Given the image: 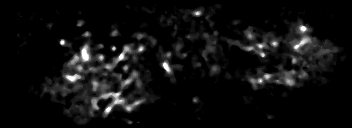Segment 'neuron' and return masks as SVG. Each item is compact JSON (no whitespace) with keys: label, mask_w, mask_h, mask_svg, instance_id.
Segmentation results:
<instances>
[{"label":"neuron","mask_w":352,"mask_h":128,"mask_svg":"<svg viewBox=\"0 0 352 128\" xmlns=\"http://www.w3.org/2000/svg\"><path fill=\"white\" fill-rule=\"evenodd\" d=\"M113 3H117V0H113L112 1V5H110V6H112V9H113V6H114ZM202 4H203L202 5L203 9H199L197 11H191L188 8L184 9V8H180L179 7V10H180L179 12L181 14L183 13V15H181V16H184V21H187L190 18V15H186V13L184 14L185 10H187V14H191L192 16H196V17L197 16H201V18L203 19L204 18V9H206V7L208 6V3L207 2H203ZM240 5L243 6V7H246V10L248 11V15H250V12H252V10L250 9V6L248 5V3H247V5H245V1L243 0V3H241ZM110 6L108 7V9H110ZM165 6L168 7V9L170 10V12H169L170 14H169V16L165 17V18H167V20L164 19L161 22L162 23L161 26L163 27L165 25V23H166L165 21H168V23L170 25H172L176 29H179L180 28L179 25L174 21V19H177V16H176L177 13L175 14V12H178L177 7L176 6L174 7L173 5H169V4H166ZM211 6H212L211 7L212 9L215 7L217 11L218 10L220 11V6L216 2L213 5L211 4ZM131 7L133 8L131 11L132 12L135 11L136 6L135 5L133 6V3H131ZM281 7L282 6H278V7H276L275 10L277 12L281 11L282 10ZM25 10H29V11L33 12L36 9H35V6L32 7L31 3H30V6L29 7L26 6ZM20 11H22V13H23L24 9L22 8V10H21L19 8L18 13L15 14V18H18L20 16ZM171 12H172V14H171ZM102 16H103V19H105L106 22L109 24L107 26L108 27L107 31H108V30H110L112 28L110 23L113 22V18H111L112 20H110V18L108 19V18L104 17L106 15H102ZM317 17H318L317 22H314L313 24L314 25L316 24L318 26L319 22H321L324 19V17H323V15H321V17H320V14ZM43 19H44V21L49 23L48 25L50 27H53L55 25V23L53 24L52 22H49V18L48 17H46V18L43 17ZM297 20H298V22L296 23V25H291V26H292V30H294L296 32H299V34L301 35V38L297 40V36L296 35L294 36L293 32L287 31V33L289 34V37H288V39H286V43L289 42V47L292 48L291 53H289L284 48L283 56L281 57L279 55V53H278V51H279V47H278L277 54L274 53V55L272 56L273 59H271V61H270V64H272L273 67H275V71H277L279 69V70H281V72L283 74L277 75V78L276 79L274 78V80H273V77H276V76L273 73L272 74H264V76L262 78H260V79H258L257 75H254V76L252 75V78L250 80L251 85H256L257 83H259V85L262 86L265 83H274V84H276L279 87L283 86V90L285 91L286 89H288L289 86H293V85L294 86H298L299 82H300V79H304V81H307L308 80V76H309V72H308L309 68H307V67L298 68V69H292L291 68L290 71H286L285 68L278 67V65H276L275 60H279V62H281V63L284 62L285 63L284 65H288L290 63L294 64L296 62V58H297L296 53L297 54L299 53L300 54V58H297V59H299L298 61H300L301 63H304V61H303L304 58L308 57L307 60L312 63L313 62L312 61L313 57H311V56L314 55V56H316L315 57L316 59H321V57L323 55H325V54H323V52H326V51H324V48H326V50L329 49V51L332 50V52L335 51V54H340V55L344 54L345 50H342V47L339 46V45H337V46L331 45V42H328L330 40L326 41V44H325L326 47H321V44H316L315 45L314 44L315 42L316 43H321L320 39L323 38V35H321L319 38H315V37H311L310 38V37H308L307 33L309 31H313L315 33V29H312V26H310V25L303 24V22L300 21L301 18H299V16H298ZM78 22H79V24L81 22L84 23L85 19L80 18L79 20H77V23H75V26L78 25V27H75V29L76 30H81V27H79ZM31 25L33 26V28H38V29L40 28L39 24L36 21H32ZM331 25L334 26L335 31H338L337 23H334V22L332 23L331 22ZM227 26H228V24L226 25V27L222 31L225 34L230 32L229 31L230 28H227ZM86 28H87L86 30L82 31V37H84L86 39V41H88V44L84 43V46H82L80 48V46L77 45V40L80 41L79 40L80 37L75 36V38H73L75 40L74 42L76 43L74 45L73 49L74 50L80 49V52L75 54V53L69 52L71 50H66L67 52H69V58L67 59V64L65 65V68H64L65 70L62 71V73H60L61 76L57 77L59 79V85H56V84L52 85V87H51L52 88V92L50 93V97H52L53 94H55L56 91H54V90L57 87L59 89V92H62V94H60V95H62L61 99L64 98L65 96H67L68 94H69L70 97H71V95H76V98H74V101H73V99H69L70 100L69 104H71V100H72V108H69V107L67 108V106L62 105V106H64L63 114L64 113H66V114L72 113L74 111V114L72 116L78 115L77 118H76L78 120L72 121V123H74V124H76L77 121H82V120L89 119L88 115L79 116V113H76V112L79 111V109H77L78 108L77 104H79V103L81 104L83 102V104L85 106L86 105L87 106L90 105L91 108H93L91 113L93 115H95V117H96V114L102 111V108H100L101 99H102V101L103 100L106 101V103H107V101L110 103L109 107H106V106L103 107V109H104L103 111L106 113L105 114L106 117H104V119H105L104 122H99V125H101V127L103 125H106V123H108L109 121H112L111 119L114 118L112 116H107V115H109V112L114 107L122 106L127 101L131 102L132 106H127L126 107V109H125L126 114H127V112L133 111V115L136 116V121L140 122L141 117H139V114L137 113L138 111L133 110V108L136 107V106L139 107L141 103H144L148 99L147 98L148 96L145 95L143 98H140L137 101L132 99L131 97H125V98L121 97V94L124 93V91H125L124 86L133 83V79H130V77L126 81L121 82V78H122V74L121 73L118 76H115L116 78H115V81H114V84L119 87V91H117V92L113 91L112 87L109 85L108 81H111L113 76L116 75L115 73L114 74L112 73V69L115 68V65H117V63L126 62L127 66L125 67V69L122 68V69H119V70L124 72V73H128V71H129L128 67H129V65L131 63V60L132 59L133 60L134 59H137V60L138 59H142L143 54H144L145 51H144L143 47H140V46H142V41H140L141 38H139L141 36L140 35H135V36L131 37V39L135 43V45L139 46L136 53H133L132 48L130 46H127L126 44L122 45V47L120 48L122 50L121 52L117 51L115 49V47L112 46V48H113L112 51H114V54H116L117 56L114 57L111 60V62L108 63L107 65L105 63L104 64L102 63V60L105 59L103 57V54H101V55L99 54L98 57H96V59L98 58V60L100 61V65H98L95 69H93V76H91V81H90L91 88L89 90H86L87 89L86 86L89 85V84H87L88 83L87 79H89V77H90V76H88L86 78V73H87L88 70H91V68L88 69L89 63L90 62H94L93 57H92V60H91L92 54L96 50L104 52V49L107 46H109V45L111 47V44H112V40H109V42H107V44H106L107 46L97 45V46L93 47V42L90 43L89 40H94V39H90V32L88 30H92L93 29V31L96 32L97 27H94L92 25H87ZM211 28H213V23L210 24L209 22H208L207 25L205 24L203 26V28H202V32L205 34L206 39H207V40H205V42H207V45H206L207 47L206 48H208V49H210L212 51V52H210L208 54H210V56H212L213 53L218 54L219 58H220L219 60H221V62L223 63L224 62L223 54L222 53L219 54V52L217 50H215V46L217 44H220V41L218 39H215L214 42H210L209 41L210 33L206 32V30L207 29H211ZM249 28H251L250 32L245 34V35H247L249 37V39L254 41L253 27L251 26ZM271 28H274V27H268V28L266 27L265 29L262 28V30H264V32H263L264 35H260L259 34V41L256 40L255 41L256 43L254 45H252V50H253V56L252 57H254L255 59H256L257 56H258V59H260V58L262 59L264 56H266V52L263 51V47L260 44L261 40L263 41V43H264L266 48L269 45H274V47H276L275 46V45H277L276 39L277 38H278V40L280 39L281 33H277V35L274 36L271 33V32H274V30H271ZM150 29H153L156 33H158L159 30H160V28H156L154 26H153V28L151 26ZM30 33H31V31L27 30V32L25 33V35L23 37L27 38ZM51 33L52 34L54 33V36L56 37V39H58V41L55 42L56 45L67 43L66 38L63 37L62 34H60V32L52 31ZM183 33H187V35H188L187 38H188L189 34H190L189 28H185V32H182V33L178 34V37H177L178 43L176 45H174L175 49L178 48L181 45H183V47H184V41H182ZM336 33L338 34V36L333 37V40H335V41L337 40V38L340 37L339 36L340 33L339 32H336ZM116 34H118V32H116V31L112 32L110 30L109 36L115 37ZM261 36H262V38H261ZM232 38H234V39H232L233 42H232L231 45H235V46L239 47V50H241V48L243 46V40H235V37H232ZM295 39H296V41H294ZM196 44H198V46L196 45V47H198V49H196V51H198L200 49V41L199 42L197 41ZM335 47H336V50H335ZM152 50L153 51L156 50L157 52L159 51L160 52L159 55H161V56H159V58L160 57L164 58V53L162 54L161 53L162 50H159L158 47H155V46L151 47L150 52ZM316 52H318V56H317ZM320 52H321L322 56L319 55ZM180 54H182V56H181L182 60H184L186 58H189L190 55H191V57L193 56V60H196V58H197L196 55L190 54V48L184 54H183V52L178 53L176 55V58H179ZM130 56L132 58H129ZM172 57L175 58V54L171 52V53H169L168 56L165 57L166 59H168L167 63H163V65H161L163 73L167 74L169 76L175 75L171 71V68H172L171 66L172 65L173 66L176 65V64H171L172 61H170V60H171ZM289 58H290V61H288ZM281 59H285V60H281ZM330 64H332L333 66H336L337 61L335 59V56H333V58L331 57V60L330 59L328 60V63L325 64V68H327V65H330ZM215 65L216 64H214L213 66L210 65V67H208L209 68L208 70H206V67H204V72L203 73L196 72V76L197 77H203V74L207 75V74H209L210 71L211 72L212 71H217V73L222 74V68L220 69L219 67H216ZM213 68H215L217 70H213ZM298 71H300V72L298 73ZM139 72L140 71L135 70V69H132L131 72H130V75H132V78H134V82H135L134 88L132 87L131 89L137 92V96H139V90L142 89L141 88L142 80L138 76ZM106 73H107V75H105ZM103 79L107 80V82L103 81ZM152 80L157 83L158 80H160V78H156V76H155V77H152ZM82 82H84V85L82 84ZM177 82L178 81L176 80V78L175 79L173 78L171 80V83H172L174 88H178V87H176L177 86ZM79 83H81V84L79 85ZM254 89H256L255 91H258V95H261V96L263 95V92H259L258 88H254ZM33 90L37 94L40 93L41 98L49 97L46 94V90L43 89V91H39V90H41V88H38L35 84L33 85ZM18 92H20V95H22V100H23L22 102H25V104H26L27 103V99H26V101H24V96H25L24 95V88H20L18 90ZM93 93L100 94L101 99L97 98V97H94V98L93 97L92 98L91 97H89V98L86 97L87 95H91ZM79 94H81L80 97H79ZM152 100L153 99H151V102H149L151 109L156 108V109H158L157 111H161L162 110L161 109V105H159L158 107H154V105H151ZM197 102H198V100L194 99L193 100V105L196 106ZM337 102H339V100H334V101L331 100L328 109H330V106L332 107L334 104H338ZM73 103H74V105H73ZM211 104L212 105L215 104V106L219 105L220 107L222 106L221 102L220 103L212 102ZM43 113H45V115H44L45 120H47L49 122L50 119L46 118V117H49V116H47V112H43ZM291 113H292V116H291V114H288L287 118L294 117V120H298V121L302 120V121H305L306 123H308V120L303 118L301 115L293 116V112H291ZM211 114H212V116H216V115H218V112L216 113L215 111H212ZM275 114H276V111L274 109H272L271 110V116L269 117V119H272V121H275V116H274ZM191 120H192V124H197V123H195L196 119H194V116H192V115H191ZM122 121H123L124 124L125 123L131 124V123L134 122L133 120H131V118H124ZM139 122H137V123H139Z\"/></svg>","instance_id":"obj_1"}]
</instances>
